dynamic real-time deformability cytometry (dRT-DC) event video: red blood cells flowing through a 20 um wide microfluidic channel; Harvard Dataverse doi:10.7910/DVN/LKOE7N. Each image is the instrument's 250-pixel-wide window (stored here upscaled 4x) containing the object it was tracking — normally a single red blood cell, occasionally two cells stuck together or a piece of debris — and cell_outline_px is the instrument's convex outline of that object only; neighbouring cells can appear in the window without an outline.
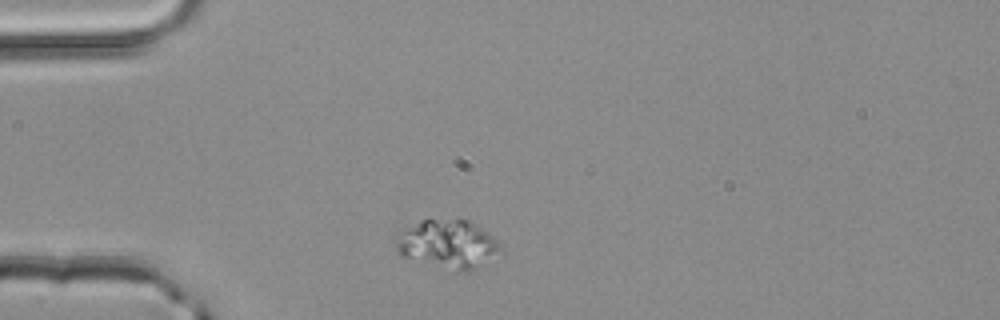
{"species": "common noctule bat (a hibernating species)", "species_latin": "Nyctalus noctula", "temperature_condition": "room temperature", "stored_images_in_passage": 1, "camera_frame_rate_fps": 3000, "um_per_image_px": 0.085, "animal": {"sex": "male", "body_mass_g": 20.4}, "frame": {"image": 1, "passage_image": 1, "time_ms": 0.0, "image_size_px": [1000, 320], "cell_outline_px": [[504, 252], [468, 272], [452, 272], [404, 256], [396, 252], [396, 244], [400, 232], [420, 220], [468, 220], [488, 232], [500, 244]], "centroid_in_image_um": [38.11, 20.79], "position_along_channel_um": 46.9, "area_um2": 29.54}}